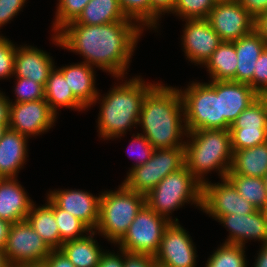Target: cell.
Listing matches in <instances>:
<instances>
[{"instance_id": "cell-44", "label": "cell", "mask_w": 267, "mask_h": 267, "mask_svg": "<svg viewBox=\"0 0 267 267\" xmlns=\"http://www.w3.org/2000/svg\"><path fill=\"white\" fill-rule=\"evenodd\" d=\"M154 256L148 254L127 253L124 251L123 267H155Z\"/></svg>"}, {"instance_id": "cell-53", "label": "cell", "mask_w": 267, "mask_h": 267, "mask_svg": "<svg viewBox=\"0 0 267 267\" xmlns=\"http://www.w3.org/2000/svg\"><path fill=\"white\" fill-rule=\"evenodd\" d=\"M9 128V123H0V140L2 139L4 133Z\"/></svg>"}, {"instance_id": "cell-2", "label": "cell", "mask_w": 267, "mask_h": 267, "mask_svg": "<svg viewBox=\"0 0 267 267\" xmlns=\"http://www.w3.org/2000/svg\"><path fill=\"white\" fill-rule=\"evenodd\" d=\"M164 85L158 82L146 94L138 125L155 149L184 148L187 130L182 96L178 88Z\"/></svg>"}, {"instance_id": "cell-18", "label": "cell", "mask_w": 267, "mask_h": 267, "mask_svg": "<svg viewBox=\"0 0 267 267\" xmlns=\"http://www.w3.org/2000/svg\"><path fill=\"white\" fill-rule=\"evenodd\" d=\"M215 92L220 96L221 116L230 125L260 96L249 84L232 80L215 81Z\"/></svg>"}, {"instance_id": "cell-7", "label": "cell", "mask_w": 267, "mask_h": 267, "mask_svg": "<svg viewBox=\"0 0 267 267\" xmlns=\"http://www.w3.org/2000/svg\"><path fill=\"white\" fill-rule=\"evenodd\" d=\"M179 89L184 105L187 132L200 129L229 130L231 125L221 116L220 96L215 92V80L208 83L192 82Z\"/></svg>"}, {"instance_id": "cell-35", "label": "cell", "mask_w": 267, "mask_h": 267, "mask_svg": "<svg viewBox=\"0 0 267 267\" xmlns=\"http://www.w3.org/2000/svg\"><path fill=\"white\" fill-rule=\"evenodd\" d=\"M55 21L53 22L54 34L72 21H75L82 13L90 0H58Z\"/></svg>"}, {"instance_id": "cell-23", "label": "cell", "mask_w": 267, "mask_h": 267, "mask_svg": "<svg viewBox=\"0 0 267 267\" xmlns=\"http://www.w3.org/2000/svg\"><path fill=\"white\" fill-rule=\"evenodd\" d=\"M266 46L267 43L255 30L235 41L238 63L232 81L249 84L253 88L254 66Z\"/></svg>"}, {"instance_id": "cell-25", "label": "cell", "mask_w": 267, "mask_h": 267, "mask_svg": "<svg viewBox=\"0 0 267 267\" xmlns=\"http://www.w3.org/2000/svg\"><path fill=\"white\" fill-rule=\"evenodd\" d=\"M45 100L50 109L58 115L59 107L82 111L87 109L74 95L62 72L54 67L44 88Z\"/></svg>"}, {"instance_id": "cell-42", "label": "cell", "mask_w": 267, "mask_h": 267, "mask_svg": "<svg viewBox=\"0 0 267 267\" xmlns=\"http://www.w3.org/2000/svg\"><path fill=\"white\" fill-rule=\"evenodd\" d=\"M26 0H0V27L9 23L24 7Z\"/></svg>"}, {"instance_id": "cell-34", "label": "cell", "mask_w": 267, "mask_h": 267, "mask_svg": "<svg viewBox=\"0 0 267 267\" xmlns=\"http://www.w3.org/2000/svg\"><path fill=\"white\" fill-rule=\"evenodd\" d=\"M215 5L214 0H176L172 14L182 17L183 21L207 19Z\"/></svg>"}, {"instance_id": "cell-27", "label": "cell", "mask_w": 267, "mask_h": 267, "mask_svg": "<svg viewBox=\"0 0 267 267\" xmlns=\"http://www.w3.org/2000/svg\"><path fill=\"white\" fill-rule=\"evenodd\" d=\"M227 174L263 178L267 174V142L234 151L232 166Z\"/></svg>"}, {"instance_id": "cell-31", "label": "cell", "mask_w": 267, "mask_h": 267, "mask_svg": "<svg viewBox=\"0 0 267 267\" xmlns=\"http://www.w3.org/2000/svg\"><path fill=\"white\" fill-rule=\"evenodd\" d=\"M54 217L60 234V248L64 242L80 239L92 231L84 222L69 212L60 209L55 203Z\"/></svg>"}, {"instance_id": "cell-37", "label": "cell", "mask_w": 267, "mask_h": 267, "mask_svg": "<svg viewBox=\"0 0 267 267\" xmlns=\"http://www.w3.org/2000/svg\"><path fill=\"white\" fill-rule=\"evenodd\" d=\"M125 16L142 29L151 28V0H119Z\"/></svg>"}, {"instance_id": "cell-11", "label": "cell", "mask_w": 267, "mask_h": 267, "mask_svg": "<svg viewBox=\"0 0 267 267\" xmlns=\"http://www.w3.org/2000/svg\"><path fill=\"white\" fill-rule=\"evenodd\" d=\"M201 210L217 220L220 216L234 213L251 214L257 208L245 200L227 178H223L221 183L207 181L202 185Z\"/></svg>"}, {"instance_id": "cell-57", "label": "cell", "mask_w": 267, "mask_h": 267, "mask_svg": "<svg viewBox=\"0 0 267 267\" xmlns=\"http://www.w3.org/2000/svg\"><path fill=\"white\" fill-rule=\"evenodd\" d=\"M263 178H264V182H265V187L267 189V174Z\"/></svg>"}, {"instance_id": "cell-10", "label": "cell", "mask_w": 267, "mask_h": 267, "mask_svg": "<svg viewBox=\"0 0 267 267\" xmlns=\"http://www.w3.org/2000/svg\"><path fill=\"white\" fill-rule=\"evenodd\" d=\"M4 251L10 265L20 267L44 262L52 249L24 220L11 224Z\"/></svg>"}, {"instance_id": "cell-54", "label": "cell", "mask_w": 267, "mask_h": 267, "mask_svg": "<svg viewBox=\"0 0 267 267\" xmlns=\"http://www.w3.org/2000/svg\"><path fill=\"white\" fill-rule=\"evenodd\" d=\"M20 267H47L44 262L42 263H35V264H27Z\"/></svg>"}, {"instance_id": "cell-24", "label": "cell", "mask_w": 267, "mask_h": 267, "mask_svg": "<svg viewBox=\"0 0 267 267\" xmlns=\"http://www.w3.org/2000/svg\"><path fill=\"white\" fill-rule=\"evenodd\" d=\"M32 205L26 220L52 249H60V234L54 217V202L47 196L45 205Z\"/></svg>"}, {"instance_id": "cell-19", "label": "cell", "mask_w": 267, "mask_h": 267, "mask_svg": "<svg viewBox=\"0 0 267 267\" xmlns=\"http://www.w3.org/2000/svg\"><path fill=\"white\" fill-rule=\"evenodd\" d=\"M20 46L16 48L14 76L32 79L45 88L55 67L52 56L34 46Z\"/></svg>"}, {"instance_id": "cell-56", "label": "cell", "mask_w": 267, "mask_h": 267, "mask_svg": "<svg viewBox=\"0 0 267 267\" xmlns=\"http://www.w3.org/2000/svg\"><path fill=\"white\" fill-rule=\"evenodd\" d=\"M261 211L263 212L264 217H265L266 220H267V203H266V205L261 209Z\"/></svg>"}, {"instance_id": "cell-52", "label": "cell", "mask_w": 267, "mask_h": 267, "mask_svg": "<svg viewBox=\"0 0 267 267\" xmlns=\"http://www.w3.org/2000/svg\"><path fill=\"white\" fill-rule=\"evenodd\" d=\"M0 267H12L3 248H0Z\"/></svg>"}, {"instance_id": "cell-45", "label": "cell", "mask_w": 267, "mask_h": 267, "mask_svg": "<svg viewBox=\"0 0 267 267\" xmlns=\"http://www.w3.org/2000/svg\"><path fill=\"white\" fill-rule=\"evenodd\" d=\"M122 254L105 251L102 253L97 267H123L124 265V250L119 249Z\"/></svg>"}, {"instance_id": "cell-36", "label": "cell", "mask_w": 267, "mask_h": 267, "mask_svg": "<svg viewBox=\"0 0 267 267\" xmlns=\"http://www.w3.org/2000/svg\"><path fill=\"white\" fill-rule=\"evenodd\" d=\"M232 150L252 148L267 142V128H230Z\"/></svg>"}, {"instance_id": "cell-5", "label": "cell", "mask_w": 267, "mask_h": 267, "mask_svg": "<svg viewBox=\"0 0 267 267\" xmlns=\"http://www.w3.org/2000/svg\"><path fill=\"white\" fill-rule=\"evenodd\" d=\"M145 204V195L129 190L123 184L118 190L102 192L94 231L116 245Z\"/></svg>"}, {"instance_id": "cell-32", "label": "cell", "mask_w": 267, "mask_h": 267, "mask_svg": "<svg viewBox=\"0 0 267 267\" xmlns=\"http://www.w3.org/2000/svg\"><path fill=\"white\" fill-rule=\"evenodd\" d=\"M230 128H267V96H259L243 110Z\"/></svg>"}, {"instance_id": "cell-51", "label": "cell", "mask_w": 267, "mask_h": 267, "mask_svg": "<svg viewBox=\"0 0 267 267\" xmlns=\"http://www.w3.org/2000/svg\"><path fill=\"white\" fill-rule=\"evenodd\" d=\"M11 223L0 219V248H5Z\"/></svg>"}, {"instance_id": "cell-47", "label": "cell", "mask_w": 267, "mask_h": 267, "mask_svg": "<svg viewBox=\"0 0 267 267\" xmlns=\"http://www.w3.org/2000/svg\"><path fill=\"white\" fill-rule=\"evenodd\" d=\"M239 4L254 18L267 11V0H239Z\"/></svg>"}, {"instance_id": "cell-29", "label": "cell", "mask_w": 267, "mask_h": 267, "mask_svg": "<svg viewBox=\"0 0 267 267\" xmlns=\"http://www.w3.org/2000/svg\"><path fill=\"white\" fill-rule=\"evenodd\" d=\"M237 63L235 41H222L204 66L208 69L210 79L226 81L235 78Z\"/></svg>"}, {"instance_id": "cell-43", "label": "cell", "mask_w": 267, "mask_h": 267, "mask_svg": "<svg viewBox=\"0 0 267 267\" xmlns=\"http://www.w3.org/2000/svg\"><path fill=\"white\" fill-rule=\"evenodd\" d=\"M175 2L176 0H151V29L157 30L158 20L165 13L173 12Z\"/></svg>"}, {"instance_id": "cell-1", "label": "cell", "mask_w": 267, "mask_h": 267, "mask_svg": "<svg viewBox=\"0 0 267 267\" xmlns=\"http://www.w3.org/2000/svg\"><path fill=\"white\" fill-rule=\"evenodd\" d=\"M143 29L134 21L85 25L75 21L66 24L52 41L62 49L79 53L85 63L109 72L117 80L125 78ZM129 64V65H128Z\"/></svg>"}, {"instance_id": "cell-48", "label": "cell", "mask_w": 267, "mask_h": 267, "mask_svg": "<svg viewBox=\"0 0 267 267\" xmlns=\"http://www.w3.org/2000/svg\"><path fill=\"white\" fill-rule=\"evenodd\" d=\"M10 122V100L0 91V123Z\"/></svg>"}, {"instance_id": "cell-14", "label": "cell", "mask_w": 267, "mask_h": 267, "mask_svg": "<svg viewBox=\"0 0 267 267\" xmlns=\"http://www.w3.org/2000/svg\"><path fill=\"white\" fill-rule=\"evenodd\" d=\"M207 20L221 41L234 42L254 30L255 19L239 4H216Z\"/></svg>"}, {"instance_id": "cell-16", "label": "cell", "mask_w": 267, "mask_h": 267, "mask_svg": "<svg viewBox=\"0 0 267 267\" xmlns=\"http://www.w3.org/2000/svg\"><path fill=\"white\" fill-rule=\"evenodd\" d=\"M60 209L84 222L91 230H95L100 210L101 194L94 196L83 190H54L47 195Z\"/></svg>"}, {"instance_id": "cell-6", "label": "cell", "mask_w": 267, "mask_h": 267, "mask_svg": "<svg viewBox=\"0 0 267 267\" xmlns=\"http://www.w3.org/2000/svg\"><path fill=\"white\" fill-rule=\"evenodd\" d=\"M188 202L202 208V184L185 165L162 179L145 196L146 205L169 222H179L170 213Z\"/></svg>"}, {"instance_id": "cell-9", "label": "cell", "mask_w": 267, "mask_h": 267, "mask_svg": "<svg viewBox=\"0 0 267 267\" xmlns=\"http://www.w3.org/2000/svg\"><path fill=\"white\" fill-rule=\"evenodd\" d=\"M170 222L146 204L137 213L127 233L116 244L127 253L155 256Z\"/></svg>"}, {"instance_id": "cell-38", "label": "cell", "mask_w": 267, "mask_h": 267, "mask_svg": "<svg viewBox=\"0 0 267 267\" xmlns=\"http://www.w3.org/2000/svg\"><path fill=\"white\" fill-rule=\"evenodd\" d=\"M14 93L16 100L10 103H22L45 99L44 87L29 78L15 77Z\"/></svg>"}, {"instance_id": "cell-28", "label": "cell", "mask_w": 267, "mask_h": 267, "mask_svg": "<svg viewBox=\"0 0 267 267\" xmlns=\"http://www.w3.org/2000/svg\"><path fill=\"white\" fill-rule=\"evenodd\" d=\"M132 21L121 9L119 0H90L75 20L85 25H103L111 22Z\"/></svg>"}, {"instance_id": "cell-50", "label": "cell", "mask_w": 267, "mask_h": 267, "mask_svg": "<svg viewBox=\"0 0 267 267\" xmlns=\"http://www.w3.org/2000/svg\"><path fill=\"white\" fill-rule=\"evenodd\" d=\"M260 248L254 267H267V243H263Z\"/></svg>"}, {"instance_id": "cell-3", "label": "cell", "mask_w": 267, "mask_h": 267, "mask_svg": "<svg viewBox=\"0 0 267 267\" xmlns=\"http://www.w3.org/2000/svg\"><path fill=\"white\" fill-rule=\"evenodd\" d=\"M111 88L102 96L98 116L99 137L104 140L125 135L127 129L139 124L140 112L146 94L157 83H146L136 76Z\"/></svg>"}, {"instance_id": "cell-30", "label": "cell", "mask_w": 267, "mask_h": 267, "mask_svg": "<svg viewBox=\"0 0 267 267\" xmlns=\"http://www.w3.org/2000/svg\"><path fill=\"white\" fill-rule=\"evenodd\" d=\"M226 178L234 185L238 193L257 210H261L267 203V189L264 178L227 174Z\"/></svg>"}, {"instance_id": "cell-4", "label": "cell", "mask_w": 267, "mask_h": 267, "mask_svg": "<svg viewBox=\"0 0 267 267\" xmlns=\"http://www.w3.org/2000/svg\"><path fill=\"white\" fill-rule=\"evenodd\" d=\"M184 145L186 168L203 185L207 182L204 175L218 171L221 179L226 178L233 161L230 130L200 129L187 132Z\"/></svg>"}, {"instance_id": "cell-13", "label": "cell", "mask_w": 267, "mask_h": 267, "mask_svg": "<svg viewBox=\"0 0 267 267\" xmlns=\"http://www.w3.org/2000/svg\"><path fill=\"white\" fill-rule=\"evenodd\" d=\"M56 119L57 115L50 109L45 99L10 103L9 129L28 138L48 132Z\"/></svg>"}, {"instance_id": "cell-8", "label": "cell", "mask_w": 267, "mask_h": 267, "mask_svg": "<svg viewBox=\"0 0 267 267\" xmlns=\"http://www.w3.org/2000/svg\"><path fill=\"white\" fill-rule=\"evenodd\" d=\"M184 165V148L154 149L145 164L130 169L122 184L146 196L162 179Z\"/></svg>"}, {"instance_id": "cell-20", "label": "cell", "mask_w": 267, "mask_h": 267, "mask_svg": "<svg viewBox=\"0 0 267 267\" xmlns=\"http://www.w3.org/2000/svg\"><path fill=\"white\" fill-rule=\"evenodd\" d=\"M33 204L16 178H0V219L11 224L24 221Z\"/></svg>"}, {"instance_id": "cell-26", "label": "cell", "mask_w": 267, "mask_h": 267, "mask_svg": "<svg viewBox=\"0 0 267 267\" xmlns=\"http://www.w3.org/2000/svg\"><path fill=\"white\" fill-rule=\"evenodd\" d=\"M95 231L89 232L80 239L66 241L60 250L67 256L75 267H97L100 257L105 251L94 239ZM88 235V236H87Z\"/></svg>"}, {"instance_id": "cell-39", "label": "cell", "mask_w": 267, "mask_h": 267, "mask_svg": "<svg viewBox=\"0 0 267 267\" xmlns=\"http://www.w3.org/2000/svg\"><path fill=\"white\" fill-rule=\"evenodd\" d=\"M16 48L13 42L0 35V80L14 76Z\"/></svg>"}, {"instance_id": "cell-49", "label": "cell", "mask_w": 267, "mask_h": 267, "mask_svg": "<svg viewBox=\"0 0 267 267\" xmlns=\"http://www.w3.org/2000/svg\"><path fill=\"white\" fill-rule=\"evenodd\" d=\"M254 30L264 39L267 43V11L259 15L255 19Z\"/></svg>"}, {"instance_id": "cell-17", "label": "cell", "mask_w": 267, "mask_h": 267, "mask_svg": "<svg viewBox=\"0 0 267 267\" xmlns=\"http://www.w3.org/2000/svg\"><path fill=\"white\" fill-rule=\"evenodd\" d=\"M218 222L229 231L224 243L245 247L247 240H258L267 243V220L261 210L251 214H230L220 216Z\"/></svg>"}, {"instance_id": "cell-15", "label": "cell", "mask_w": 267, "mask_h": 267, "mask_svg": "<svg viewBox=\"0 0 267 267\" xmlns=\"http://www.w3.org/2000/svg\"><path fill=\"white\" fill-rule=\"evenodd\" d=\"M185 22L181 39L186 59L203 66L222 41L207 19H189Z\"/></svg>"}, {"instance_id": "cell-40", "label": "cell", "mask_w": 267, "mask_h": 267, "mask_svg": "<svg viewBox=\"0 0 267 267\" xmlns=\"http://www.w3.org/2000/svg\"><path fill=\"white\" fill-rule=\"evenodd\" d=\"M253 89L260 96H267V46L261 52L254 66Z\"/></svg>"}, {"instance_id": "cell-55", "label": "cell", "mask_w": 267, "mask_h": 267, "mask_svg": "<svg viewBox=\"0 0 267 267\" xmlns=\"http://www.w3.org/2000/svg\"><path fill=\"white\" fill-rule=\"evenodd\" d=\"M216 4H223V3H236L239 2V0H214Z\"/></svg>"}, {"instance_id": "cell-21", "label": "cell", "mask_w": 267, "mask_h": 267, "mask_svg": "<svg viewBox=\"0 0 267 267\" xmlns=\"http://www.w3.org/2000/svg\"><path fill=\"white\" fill-rule=\"evenodd\" d=\"M26 135L7 129L0 140V178H17L28 157Z\"/></svg>"}, {"instance_id": "cell-22", "label": "cell", "mask_w": 267, "mask_h": 267, "mask_svg": "<svg viewBox=\"0 0 267 267\" xmlns=\"http://www.w3.org/2000/svg\"><path fill=\"white\" fill-rule=\"evenodd\" d=\"M95 67L85 62L63 66L59 70L64 75L73 95L86 107L96 104L101 97L95 88Z\"/></svg>"}, {"instance_id": "cell-12", "label": "cell", "mask_w": 267, "mask_h": 267, "mask_svg": "<svg viewBox=\"0 0 267 267\" xmlns=\"http://www.w3.org/2000/svg\"><path fill=\"white\" fill-rule=\"evenodd\" d=\"M188 231L179 222H170L164 230L154 256L160 267H196L197 250Z\"/></svg>"}, {"instance_id": "cell-33", "label": "cell", "mask_w": 267, "mask_h": 267, "mask_svg": "<svg viewBox=\"0 0 267 267\" xmlns=\"http://www.w3.org/2000/svg\"><path fill=\"white\" fill-rule=\"evenodd\" d=\"M245 247L237 244L222 243L209 256L205 267H247Z\"/></svg>"}, {"instance_id": "cell-46", "label": "cell", "mask_w": 267, "mask_h": 267, "mask_svg": "<svg viewBox=\"0 0 267 267\" xmlns=\"http://www.w3.org/2000/svg\"><path fill=\"white\" fill-rule=\"evenodd\" d=\"M44 263L47 267H75L60 249L52 250Z\"/></svg>"}, {"instance_id": "cell-41", "label": "cell", "mask_w": 267, "mask_h": 267, "mask_svg": "<svg viewBox=\"0 0 267 267\" xmlns=\"http://www.w3.org/2000/svg\"><path fill=\"white\" fill-rule=\"evenodd\" d=\"M132 136H133V139L130 143V146L132 149H130V150H132L133 152H137V154L135 153L136 156L134 155L137 158L135 159L136 163H134V165H132L131 168H136L138 166L145 164L151 158L152 153H153L155 148L145 138V136L142 133H137V135L133 134ZM135 145L138 147V149L136 148ZM129 153L131 154V152H128V154ZM137 159H139V160H137Z\"/></svg>"}]
</instances>
